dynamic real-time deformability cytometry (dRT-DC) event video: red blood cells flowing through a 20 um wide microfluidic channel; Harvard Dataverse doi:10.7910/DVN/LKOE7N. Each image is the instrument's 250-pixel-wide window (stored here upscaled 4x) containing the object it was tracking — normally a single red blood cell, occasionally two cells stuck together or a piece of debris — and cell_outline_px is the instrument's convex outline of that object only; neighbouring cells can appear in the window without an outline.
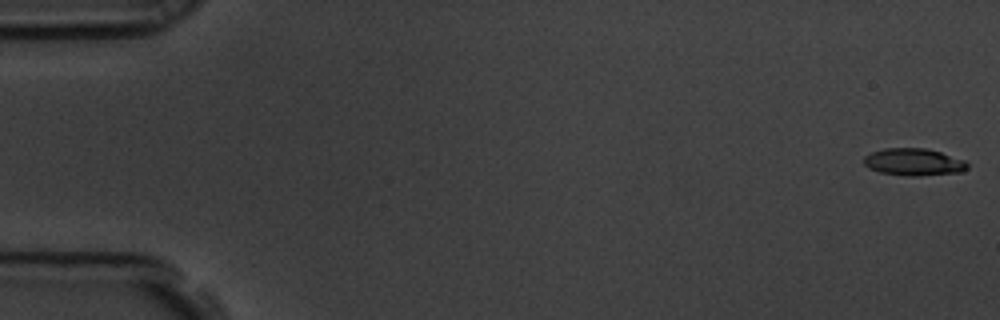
{"species": "common noctule bat (a hibernating species)", "species_latin": "Nyctalus noctula", "temperature_condition": "room temperature", "stored_images_in_passage": 58, "camera_frame_rate_fps": 3000, "um_per_image_px": 0.085, "animal": {"sex": "male", "body_mass_g": 19.5, "forearm_length_mm": 54.6}, "frame": {"image": 1, "passage_image": 1, "time_ms": 0.0, "image_size_px": [1000, 320], "cell_outline_px": [[968, 168], [964, 172], [920, 176], [904, 176], [880, 172], [868, 168], [864, 164], [864, 156], [872, 152], [884, 148], [928, 148], [964, 160], [968, 164]], "centroid_in_image_um": [77.67, 13.78], "position_along_channel_um": 7.3, "area_um2": 16.59}}
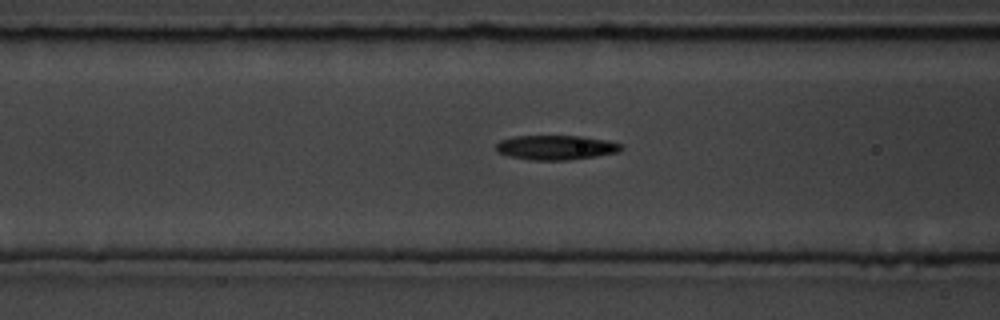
{"frame": {"image": 2, "passage_image": 23, "time_ms": 7.333, "image_size_px": [1000, 320], "cell_outline_px": [[624, 148], [616, 152], [596, 156], [568, 160], [528, 160], [508, 156], [496, 152], [496, 144], [500, 140], [512, 136], [584, 136], [608, 140], [620, 144]], "centroid_in_image_um": [47.21, 12.53], "position_along_channel_um": 119.4, "area_um2": 18.03}}
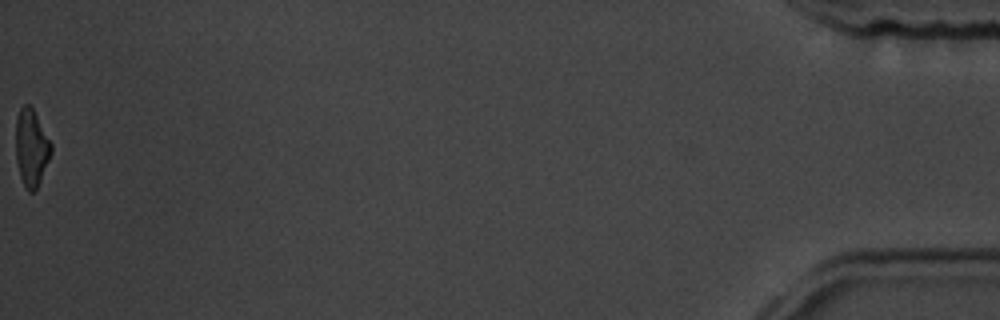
{"frame": {"image": 3, "passage_image": 58, "time_ms": 19.0, "image_size_px": [1000, 320], "cell_outline_px": [[52, 152], [40, 180], [36, 188], [32, 192], [28, 192], [24, 188], [20, 176], [16, 160], [16, 116], [20, 108], [24, 104], [28, 104], [32, 108], [52, 144]], "centroid_in_image_um": [2.65, 12.56], "position_along_channel_um": 432.6, "area_um2": 15.78}, "authors_computed_cell_mechanics": {"area_um2": 17.34, "velocity_mm_per_s": 3.5578, "shape_relaxation_time_tau1_ms": 4.9547, "shape_relaxation_time_tau2_ms": 6.5777, "deformation_change_tau1": 0.152, "deformation_change_tau2": 0.1653}}